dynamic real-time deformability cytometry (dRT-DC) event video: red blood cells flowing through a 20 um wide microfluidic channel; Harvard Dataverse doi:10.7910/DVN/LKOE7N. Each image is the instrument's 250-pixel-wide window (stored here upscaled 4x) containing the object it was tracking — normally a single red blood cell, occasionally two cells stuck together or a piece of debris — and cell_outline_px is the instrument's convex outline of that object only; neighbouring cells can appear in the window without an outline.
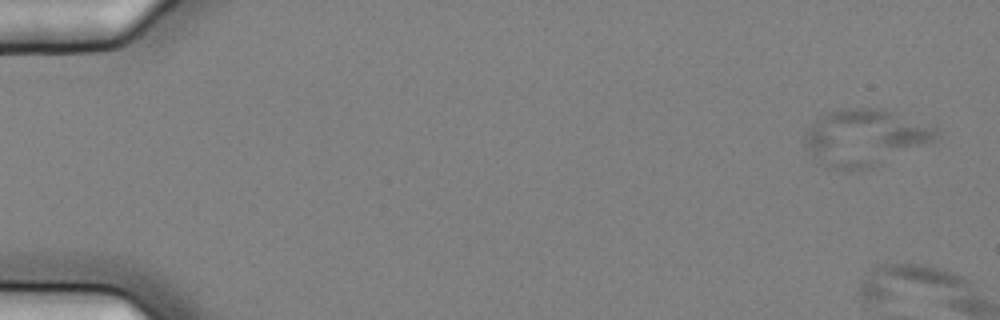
{"species": "common noctule bat (a hibernating species)", "species_latin": "Nyctalus noctula", "temperature_condition": "cold", "stored_images_in_passage": 6, "camera_frame_rate_fps": 3000, "um_per_image_px": 0.085, "animal": {"sex": "female", "body_mass_g": 25.1}, "frame": {"image": 1, "passage_image": 2, "time_ms": 0.333, "image_size_px": [1000, 320], "cell_outline_px": [[940, 128], [936, 136], [932, 140], [868, 168], [828, 168], [816, 164], [804, 144], [804, 136], [808, 124], [820, 116], [828, 112], [840, 108], [880, 108], [936, 124]], "centroid_in_image_um": [73.45, 11.63], "position_along_channel_um": 11.6, "area_um2": 43.23}}